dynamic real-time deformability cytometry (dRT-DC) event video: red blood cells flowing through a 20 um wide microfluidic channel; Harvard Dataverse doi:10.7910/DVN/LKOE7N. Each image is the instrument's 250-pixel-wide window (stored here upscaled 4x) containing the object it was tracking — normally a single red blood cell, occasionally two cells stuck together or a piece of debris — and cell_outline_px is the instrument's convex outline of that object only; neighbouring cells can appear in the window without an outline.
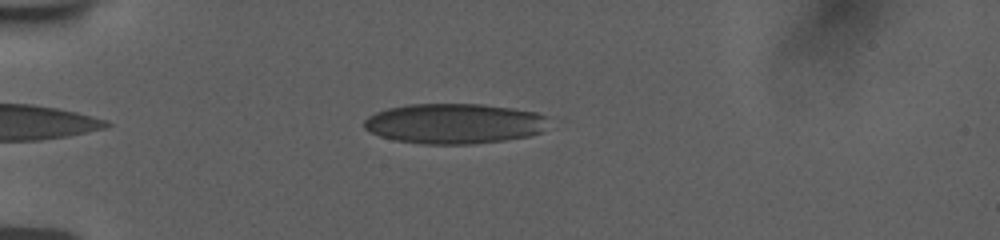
{"species": "human", "species_latin": "Homo sapiens", "temperature_condition": "room temperature", "stored_images_in_passage": 38, "camera_frame_rate_fps": 3000, "um_per_image_px": 0.085, "donor": {"sex": "female"}, "frame": {"image": 1, "passage_image": 3, "time_ms": 0.667, "image_size_px": [1000, 240], "cell_outline_px": [[544, 116], [540, 132], [528, 136], [504, 140], [468, 144], [424, 144], [396, 140], [380, 136], [364, 128], [364, 120], [368, 116], [376, 112], [388, 108], [408, 104], [484, 104], [512, 108], [536, 112]], "centroid_in_image_um": [38.53, 10.5], "position_along_channel_um": 46.5, "area_um2": 42.71}}
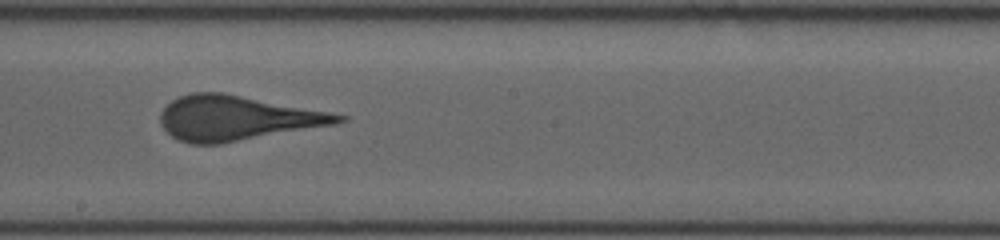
{"frame": {"image": 2, "passage_image": 20, "time_ms": 6.333, "image_size_px": [1000, 240], "cell_outline_px": [[348, 116], [344, 120], [336, 124], [220, 144], [188, 144], [172, 136], [160, 124], [160, 112], [172, 100], [180, 96], [192, 92], [224, 92], [328, 112]], "centroid_in_image_um": [20.09, 10.04], "position_along_channel_um": 228.1, "area_um2": 46.12}}
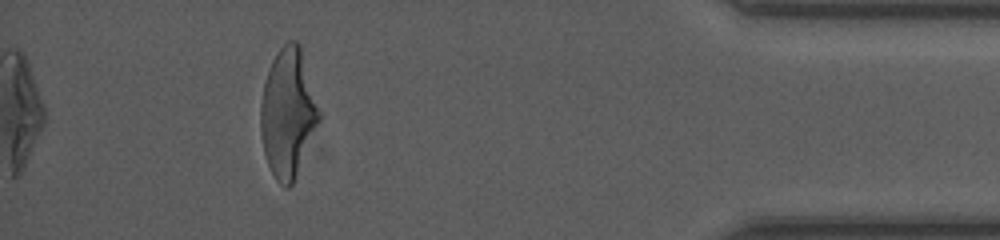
{"frame": {"image": 3, "passage_image": 38, "time_ms": 12.333, "image_size_px": [1000, 240], "cell_outline_px": [[324, 116], [292, 184], [288, 188], [284, 188], [276, 180], [264, 156], [260, 132], [260, 108], [264, 80], [268, 68], [272, 60], [280, 48], [288, 40], [296, 40], [300, 44], [324, 112]], "centroid_in_image_um": [24.53, 9.58], "position_along_channel_um": 410.7, "area_um2": 45.43}}